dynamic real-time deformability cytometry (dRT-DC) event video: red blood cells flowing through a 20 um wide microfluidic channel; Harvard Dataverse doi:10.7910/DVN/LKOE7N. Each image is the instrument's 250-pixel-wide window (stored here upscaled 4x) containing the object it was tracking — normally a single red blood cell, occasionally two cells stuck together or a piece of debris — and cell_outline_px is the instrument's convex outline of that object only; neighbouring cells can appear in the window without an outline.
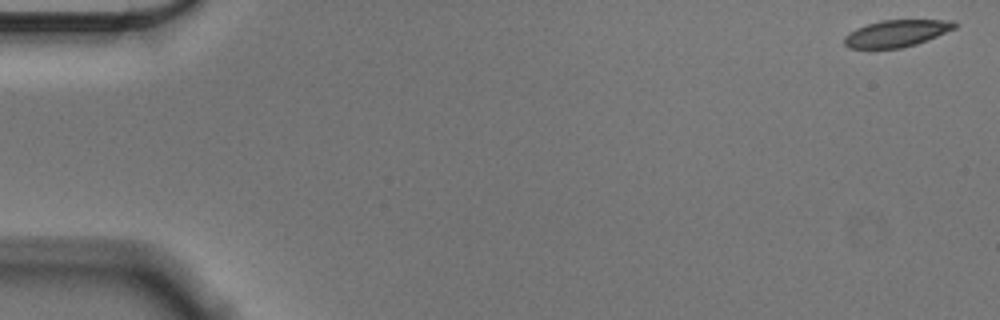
{"species": "Egyptian fruit bat (a non-hibernating species)", "species_latin": "Rousettus aegyptiacus", "temperature_condition": "cold", "stored_images_in_passage": 17, "camera_frame_rate_fps": 3000, "um_per_image_px": 0.085, "animal": {"sex": "male"}, "frame": {"image": 1, "passage_image": 1, "time_ms": 0.0, "image_size_px": [1000, 320], "cell_outline_px": [[960, 24], [956, 28], [928, 40], [916, 44], [900, 48], [868, 52], [848, 48], [844, 44], [844, 36], [848, 32], [856, 28], [880, 20], [952, 20]], "centroid_in_image_um": [76.13, 2.89], "position_along_channel_um": 8.9, "area_um2": 18.15}}
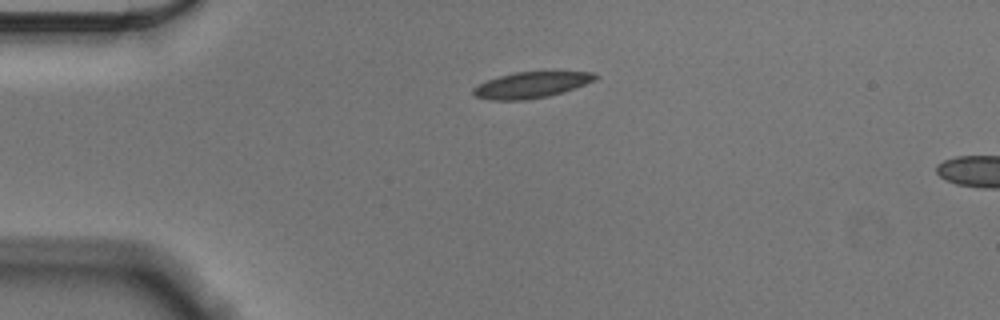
{"frame": {"image": 2, "passage_image": 13, "time_ms": 4.0, "image_size_px": [1000, 320], "cell_outline_px": [[600, 76], [596, 80], [564, 92], [548, 96], [524, 100], [488, 100], [476, 96], [472, 92], [472, 88], [488, 80], [500, 76], [516, 72], [596, 72]], "centroid_in_image_um": [45.19, 7.22], "position_along_channel_um": 39.8, "area_um2": 18.44}}